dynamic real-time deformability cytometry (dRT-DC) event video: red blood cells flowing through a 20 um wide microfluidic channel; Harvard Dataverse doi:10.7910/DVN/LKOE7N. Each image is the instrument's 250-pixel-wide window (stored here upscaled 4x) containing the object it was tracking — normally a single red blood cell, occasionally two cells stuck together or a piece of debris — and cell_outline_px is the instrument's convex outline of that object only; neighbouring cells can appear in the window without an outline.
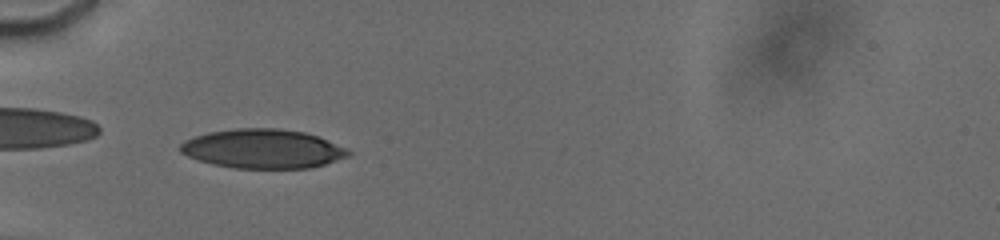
{"species": "human", "species_latin": "Homo sapiens", "temperature_condition": "cold", "stored_images_in_passage": 41, "camera_frame_rate_fps": 3000, "um_per_image_px": 0.085, "donor": {"sex": "male"}, "frame": {"image": 1, "passage_image": 14, "time_ms": 6.0, "image_size_px": [1000, 240], "cell_outline_px": [[352, 156], [324, 164], [308, 168], [232, 168], [212, 164], [188, 156], [180, 152], [180, 144], [184, 140], [208, 132], [236, 128], [280, 128], [304, 132], [316, 136], [348, 148], [352, 152]], "centroid_in_image_um": [22.36, 12.64], "position_along_channel_um": 62.6, "area_um2": 38.44}}
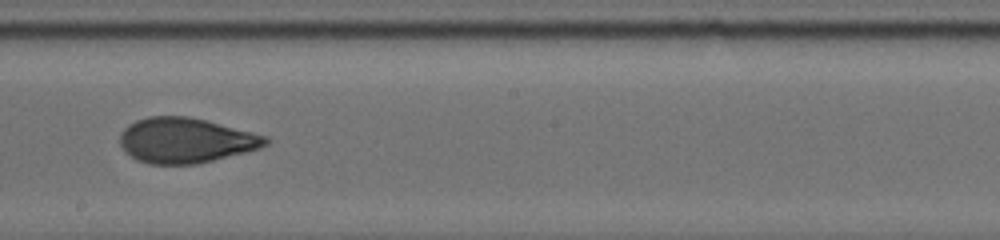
{"frame": {"image": 2, "passage_image": 24, "time_ms": 10.667, "image_size_px": [1000, 240], "cell_outline_px": [[272, 140], [268, 144], [260, 148], [196, 164], [148, 164], [136, 160], [124, 152], [120, 144], [120, 132], [128, 124], [136, 120], [148, 116], [188, 116], [268, 136]], "centroid_in_image_um": [15.75, 11.93], "position_along_channel_um": 232.5, "area_um2": 38.38}}
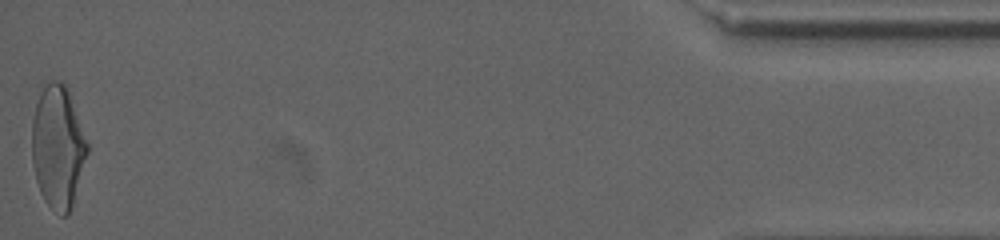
{"frame": {"image": 3, "passage_image": 41, "time_ms": 18.0, "image_size_px": [1000, 240], "cell_outline_px": [[88, 152], [72, 204], [68, 212], [64, 216], [60, 216], [44, 200], [40, 192], [36, 180], [32, 164], [32, 120], [36, 104], [40, 92], [52, 80], [60, 80], [68, 84], [88, 144]], "centroid_in_image_um": [4.92, 12.43], "position_along_channel_um": 430.3, "area_um2": 39.71}, "authors_computed_cell_mechanics": {"area_um2": 38.8994, "velocity_mm_per_s": 3.8145, "shape_relaxation_time_tau1_ms": 6.2133, "shape_relaxation_time_tau2_ms": 1.2589, "deformation_change_tau1": 0.1808, "deformation_change_tau2": 0.0787}}